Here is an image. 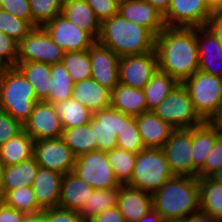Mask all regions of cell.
<instances>
[{"mask_svg":"<svg viewBox=\"0 0 222 222\" xmlns=\"http://www.w3.org/2000/svg\"><path fill=\"white\" fill-rule=\"evenodd\" d=\"M128 116L111 106L93 113L89 124L97 142V150L106 152L117 147L116 136Z\"/></svg>","mask_w":222,"mask_h":222,"instance_id":"cell-16","label":"cell"},{"mask_svg":"<svg viewBox=\"0 0 222 222\" xmlns=\"http://www.w3.org/2000/svg\"><path fill=\"white\" fill-rule=\"evenodd\" d=\"M210 177L214 181H216V182H218V183H220L222 185V168H220L219 170L214 172Z\"/></svg>","mask_w":222,"mask_h":222,"instance_id":"cell-58","label":"cell"},{"mask_svg":"<svg viewBox=\"0 0 222 222\" xmlns=\"http://www.w3.org/2000/svg\"><path fill=\"white\" fill-rule=\"evenodd\" d=\"M61 138L75 157L97 150V142L94 139L89 123L83 126L63 129Z\"/></svg>","mask_w":222,"mask_h":222,"instance_id":"cell-33","label":"cell"},{"mask_svg":"<svg viewBox=\"0 0 222 222\" xmlns=\"http://www.w3.org/2000/svg\"><path fill=\"white\" fill-rule=\"evenodd\" d=\"M181 222H217V221L214 219L213 216L199 209L198 211L190 213L186 217L182 218Z\"/></svg>","mask_w":222,"mask_h":222,"instance_id":"cell-52","label":"cell"},{"mask_svg":"<svg viewBox=\"0 0 222 222\" xmlns=\"http://www.w3.org/2000/svg\"><path fill=\"white\" fill-rule=\"evenodd\" d=\"M200 210L222 222V185L211 177L198 178Z\"/></svg>","mask_w":222,"mask_h":222,"instance_id":"cell-31","label":"cell"},{"mask_svg":"<svg viewBox=\"0 0 222 222\" xmlns=\"http://www.w3.org/2000/svg\"><path fill=\"white\" fill-rule=\"evenodd\" d=\"M206 26L212 31L222 46V10H214Z\"/></svg>","mask_w":222,"mask_h":222,"instance_id":"cell-51","label":"cell"},{"mask_svg":"<svg viewBox=\"0 0 222 222\" xmlns=\"http://www.w3.org/2000/svg\"><path fill=\"white\" fill-rule=\"evenodd\" d=\"M4 66L0 63V79H1V74L3 72Z\"/></svg>","mask_w":222,"mask_h":222,"instance_id":"cell-60","label":"cell"},{"mask_svg":"<svg viewBox=\"0 0 222 222\" xmlns=\"http://www.w3.org/2000/svg\"><path fill=\"white\" fill-rule=\"evenodd\" d=\"M158 69L156 52L125 56L119 60V83L143 89Z\"/></svg>","mask_w":222,"mask_h":222,"instance_id":"cell-13","label":"cell"},{"mask_svg":"<svg viewBox=\"0 0 222 222\" xmlns=\"http://www.w3.org/2000/svg\"><path fill=\"white\" fill-rule=\"evenodd\" d=\"M208 3L214 10H222V0H208Z\"/></svg>","mask_w":222,"mask_h":222,"instance_id":"cell-57","label":"cell"},{"mask_svg":"<svg viewBox=\"0 0 222 222\" xmlns=\"http://www.w3.org/2000/svg\"><path fill=\"white\" fill-rule=\"evenodd\" d=\"M164 222H181V220H164Z\"/></svg>","mask_w":222,"mask_h":222,"instance_id":"cell-61","label":"cell"},{"mask_svg":"<svg viewBox=\"0 0 222 222\" xmlns=\"http://www.w3.org/2000/svg\"><path fill=\"white\" fill-rule=\"evenodd\" d=\"M152 111L174 129L191 128L204 122L195 111L193 102L183 83H178Z\"/></svg>","mask_w":222,"mask_h":222,"instance_id":"cell-7","label":"cell"},{"mask_svg":"<svg viewBox=\"0 0 222 222\" xmlns=\"http://www.w3.org/2000/svg\"><path fill=\"white\" fill-rule=\"evenodd\" d=\"M61 14L95 41L99 37L101 21L85 0H64Z\"/></svg>","mask_w":222,"mask_h":222,"instance_id":"cell-25","label":"cell"},{"mask_svg":"<svg viewBox=\"0 0 222 222\" xmlns=\"http://www.w3.org/2000/svg\"><path fill=\"white\" fill-rule=\"evenodd\" d=\"M61 62L74 83L91 78L89 50L65 52Z\"/></svg>","mask_w":222,"mask_h":222,"instance_id":"cell-39","label":"cell"},{"mask_svg":"<svg viewBox=\"0 0 222 222\" xmlns=\"http://www.w3.org/2000/svg\"><path fill=\"white\" fill-rule=\"evenodd\" d=\"M117 206L126 222H137L153 209L152 194L128 185H121Z\"/></svg>","mask_w":222,"mask_h":222,"instance_id":"cell-20","label":"cell"},{"mask_svg":"<svg viewBox=\"0 0 222 222\" xmlns=\"http://www.w3.org/2000/svg\"><path fill=\"white\" fill-rule=\"evenodd\" d=\"M34 27L27 21L0 9V31L20 42Z\"/></svg>","mask_w":222,"mask_h":222,"instance_id":"cell-42","label":"cell"},{"mask_svg":"<svg viewBox=\"0 0 222 222\" xmlns=\"http://www.w3.org/2000/svg\"><path fill=\"white\" fill-rule=\"evenodd\" d=\"M35 140L24 130L0 147V160L4 166L15 165L34 157Z\"/></svg>","mask_w":222,"mask_h":222,"instance_id":"cell-29","label":"cell"},{"mask_svg":"<svg viewBox=\"0 0 222 222\" xmlns=\"http://www.w3.org/2000/svg\"><path fill=\"white\" fill-rule=\"evenodd\" d=\"M44 222H84L80 213L62 207L47 208L41 212Z\"/></svg>","mask_w":222,"mask_h":222,"instance_id":"cell-45","label":"cell"},{"mask_svg":"<svg viewBox=\"0 0 222 222\" xmlns=\"http://www.w3.org/2000/svg\"><path fill=\"white\" fill-rule=\"evenodd\" d=\"M118 14L147 28L155 37L166 27L163 14L145 0H125L119 3Z\"/></svg>","mask_w":222,"mask_h":222,"instance_id":"cell-18","label":"cell"},{"mask_svg":"<svg viewBox=\"0 0 222 222\" xmlns=\"http://www.w3.org/2000/svg\"><path fill=\"white\" fill-rule=\"evenodd\" d=\"M88 50L91 78L112 91L119 84L120 57L97 41Z\"/></svg>","mask_w":222,"mask_h":222,"instance_id":"cell-17","label":"cell"},{"mask_svg":"<svg viewBox=\"0 0 222 222\" xmlns=\"http://www.w3.org/2000/svg\"><path fill=\"white\" fill-rule=\"evenodd\" d=\"M177 84L174 78L157 69L143 88L148 110L152 111L158 106Z\"/></svg>","mask_w":222,"mask_h":222,"instance_id":"cell-34","label":"cell"},{"mask_svg":"<svg viewBox=\"0 0 222 222\" xmlns=\"http://www.w3.org/2000/svg\"><path fill=\"white\" fill-rule=\"evenodd\" d=\"M116 140L117 147L135 154L145 149L135 116H128L122 122V128L120 129V132H118Z\"/></svg>","mask_w":222,"mask_h":222,"instance_id":"cell-40","label":"cell"},{"mask_svg":"<svg viewBox=\"0 0 222 222\" xmlns=\"http://www.w3.org/2000/svg\"><path fill=\"white\" fill-rule=\"evenodd\" d=\"M220 168H222V135L215 141L204 165L198 170V178L210 177Z\"/></svg>","mask_w":222,"mask_h":222,"instance_id":"cell-43","label":"cell"},{"mask_svg":"<svg viewBox=\"0 0 222 222\" xmlns=\"http://www.w3.org/2000/svg\"><path fill=\"white\" fill-rule=\"evenodd\" d=\"M72 98L94 113L110 107L111 90L88 78L74 83Z\"/></svg>","mask_w":222,"mask_h":222,"instance_id":"cell-22","label":"cell"},{"mask_svg":"<svg viewBox=\"0 0 222 222\" xmlns=\"http://www.w3.org/2000/svg\"><path fill=\"white\" fill-rule=\"evenodd\" d=\"M152 205L164 220H181L198 211V178L173 175L152 194Z\"/></svg>","mask_w":222,"mask_h":222,"instance_id":"cell-3","label":"cell"},{"mask_svg":"<svg viewBox=\"0 0 222 222\" xmlns=\"http://www.w3.org/2000/svg\"><path fill=\"white\" fill-rule=\"evenodd\" d=\"M137 222H164L163 217L154 209L142 216Z\"/></svg>","mask_w":222,"mask_h":222,"instance_id":"cell-53","label":"cell"},{"mask_svg":"<svg viewBox=\"0 0 222 222\" xmlns=\"http://www.w3.org/2000/svg\"><path fill=\"white\" fill-rule=\"evenodd\" d=\"M93 191V187L88 185L73 172H69L63 176L61 181L60 201L58 206L79 212L84 207Z\"/></svg>","mask_w":222,"mask_h":222,"instance_id":"cell-24","label":"cell"},{"mask_svg":"<svg viewBox=\"0 0 222 222\" xmlns=\"http://www.w3.org/2000/svg\"><path fill=\"white\" fill-rule=\"evenodd\" d=\"M73 173L94 189L103 190L121 186L115 178L105 151H91L76 157Z\"/></svg>","mask_w":222,"mask_h":222,"instance_id":"cell-9","label":"cell"},{"mask_svg":"<svg viewBox=\"0 0 222 222\" xmlns=\"http://www.w3.org/2000/svg\"><path fill=\"white\" fill-rule=\"evenodd\" d=\"M102 22L118 13V3L115 0H85Z\"/></svg>","mask_w":222,"mask_h":222,"instance_id":"cell-48","label":"cell"},{"mask_svg":"<svg viewBox=\"0 0 222 222\" xmlns=\"http://www.w3.org/2000/svg\"><path fill=\"white\" fill-rule=\"evenodd\" d=\"M199 70L222 78V46L207 26L196 28Z\"/></svg>","mask_w":222,"mask_h":222,"instance_id":"cell-19","label":"cell"},{"mask_svg":"<svg viewBox=\"0 0 222 222\" xmlns=\"http://www.w3.org/2000/svg\"><path fill=\"white\" fill-rule=\"evenodd\" d=\"M3 172H4V164L0 160V201H3L5 196L4 185H3Z\"/></svg>","mask_w":222,"mask_h":222,"instance_id":"cell-56","label":"cell"},{"mask_svg":"<svg viewBox=\"0 0 222 222\" xmlns=\"http://www.w3.org/2000/svg\"><path fill=\"white\" fill-rule=\"evenodd\" d=\"M18 45V42L0 31V63L4 67L16 65L18 59Z\"/></svg>","mask_w":222,"mask_h":222,"instance_id":"cell-44","label":"cell"},{"mask_svg":"<svg viewBox=\"0 0 222 222\" xmlns=\"http://www.w3.org/2000/svg\"><path fill=\"white\" fill-rule=\"evenodd\" d=\"M213 12L208 0H171L163 19L167 27L197 28L206 26Z\"/></svg>","mask_w":222,"mask_h":222,"instance_id":"cell-11","label":"cell"},{"mask_svg":"<svg viewBox=\"0 0 222 222\" xmlns=\"http://www.w3.org/2000/svg\"><path fill=\"white\" fill-rule=\"evenodd\" d=\"M34 158L40 167L65 175L73 172L76 157L60 137L35 141Z\"/></svg>","mask_w":222,"mask_h":222,"instance_id":"cell-12","label":"cell"},{"mask_svg":"<svg viewBox=\"0 0 222 222\" xmlns=\"http://www.w3.org/2000/svg\"><path fill=\"white\" fill-rule=\"evenodd\" d=\"M39 168L40 166L34 157L15 165L4 166V191L6 192L24 186H32Z\"/></svg>","mask_w":222,"mask_h":222,"instance_id":"cell-30","label":"cell"},{"mask_svg":"<svg viewBox=\"0 0 222 222\" xmlns=\"http://www.w3.org/2000/svg\"><path fill=\"white\" fill-rule=\"evenodd\" d=\"M3 202L28 216H37L43 211L38 205L31 186H24L6 191Z\"/></svg>","mask_w":222,"mask_h":222,"instance_id":"cell-38","label":"cell"},{"mask_svg":"<svg viewBox=\"0 0 222 222\" xmlns=\"http://www.w3.org/2000/svg\"><path fill=\"white\" fill-rule=\"evenodd\" d=\"M74 82L62 62L51 64L50 94L45 100L60 102L72 98Z\"/></svg>","mask_w":222,"mask_h":222,"instance_id":"cell-36","label":"cell"},{"mask_svg":"<svg viewBox=\"0 0 222 222\" xmlns=\"http://www.w3.org/2000/svg\"><path fill=\"white\" fill-rule=\"evenodd\" d=\"M150 3L153 7L159 10L162 14H164L170 5L171 0H145Z\"/></svg>","mask_w":222,"mask_h":222,"instance_id":"cell-54","label":"cell"},{"mask_svg":"<svg viewBox=\"0 0 222 222\" xmlns=\"http://www.w3.org/2000/svg\"><path fill=\"white\" fill-rule=\"evenodd\" d=\"M118 4L124 2L125 0H115Z\"/></svg>","mask_w":222,"mask_h":222,"instance_id":"cell-62","label":"cell"},{"mask_svg":"<svg viewBox=\"0 0 222 222\" xmlns=\"http://www.w3.org/2000/svg\"><path fill=\"white\" fill-rule=\"evenodd\" d=\"M173 174L161 148H145L137 153L128 186L149 194L155 193Z\"/></svg>","mask_w":222,"mask_h":222,"instance_id":"cell-5","label":"cell"},{"mask_svg":"<svg viewBox=\"0 0 222 222\" xmlns=\"http://www.w3.org/2000/svg\"><path fill=\"white\" fill-rule=\"evenodd\" d=\"M63 174L40 167L32 183L38 205L43 209L58 207Z\"/></svg>","mask_w":222,"mask_h":222,"instance_id":"cell-21","label":"cell"},{"mask_svg":"<svg viewBox=\"0 0 222 222\" xmlns=\"http://www.w3.org/2000/svg\"><path fill=\"white\" fill-rule=\"evenodd\" d=\"M136 123L145 148H162L174 129L153 111L136 116Z\"/></svg>","mask_w":222,"mask_h":222,"instance_id":"cell-23","label":"cell"},{"mask_svg":"<svg viewBox=\"0 0 222 222\" xmlns=\"http://www.w3.org/2000/svg\"><path fill=\"white\" fill-rule=\"evenodd\" d=\"M23 130L37 141L60 138L63 128L53 104L43 100L35 104Z\"/></svg>","mask_w":222,"mask_h":222,"instance_id":"cell-15","label":"cell"},{"mask_svg":"<svg viewBox=\"0 0 222 222\" xmlns=\"http://www.w3.org/2000/svg\"><path fill=\"white\" fill-rule=\"evenodd\" d=\"M110 106L126 115L135 117L149 111L143 89L120 83L111 91Z\"/></svg>","mask_w":222,"mask_h":222,"instance_id":"cell-26","label":"cell"},{"mask_svg":"<svg viewBox=\"0 0 222 222\" xmlns=\"http://www.w3.org/2000/svg\"><path fill=\"white\" fill-rule=\"evenodd\" d=\"M25 222H44V221H43V216L40 214L37 216H28Z\"/></svg>","mask_w":222,"mask_h":222,"instance_id":"cell-59","label":"cell"},{"mask_svg":"<svg viewBox=\"0 0 222 222\" xmlns=\"http://www.w3.org/2000/svg\"><path fill=\"white\" fill-rule=\"evenodd\" d=\"M211 122L220 130L222 134V105L218 113L212 118Z\"/></svg>","mask_w":222,"mask_h":222,"instance_id":"cell-55","label":"cell"},{"mask_svg":"<svg viewBox=\"0 0 222 222\" xmlns=\"http://www.w3.org/2000/svg\"><path fill=\"white\" fill-rule=\"evenodd\" d=\"M50 38L65 52L88 50L96 41L64 15L58 14L42 26Z\"/></svg>","mask_w":222,"mask_h":222,"instance_id":"cell-14","label":"cell"},{"mask_svg":"<svg viewBox=\"0 0 222 222\" xmlns=\"http://www.w3.org/2000/svg\"><path fill=\"white\" fill-rule=\"evenodd\" d=\"M96 41L111 49L120 58L156 52L155 36L147 28L130 22L118 13L101 22Z\"/></svg>","mask_w":222,"mask_h":222,"instance_id":"cell-2","label":"cell"},{"mask_svg":"<svg viewBox=\"0 0 222 222\" xmlns=\"http://www.w3.org/2000/svg\"><path fill=\"white\" fill-rule=\"evenodd\" d=\"M183 85L195 111L204 121H211L222 105V78L198 70Z\"/></svg>","mask_w":222,"mask_h":222,"instance_id":"cell-6","label":"cell"},{"mask_svg":"<svg viewBox=\"0 0 222 222\" xmlns=\"http://www.w3.org/2000/svg\"><path fill=\"white\" fill-rule=\"evenodd\" d=\"M90 222H126L118 206L106 209L96 215Z\"/></svg>","mask_w":222,"mask_h":222,"instance_id":"cell-50","label":"cell"},{"mask_svg":"<svg viewBox=\"0 0 222 222\" xmlns=\"http://www.w3.org/2000/svg\"><path fill=\"white\" fill-rule=\"evenodd\" d=\"M34 88L36 97L46 100L50 94L51 64L37 61H17L15 65Z\"/></svg>","mask_w":222,"mask_h":222,"instance_id":"cell-28","label":"cell"},{"mask_svg":"<svg viewBox=\"0 0 222 222\" xmlns=\"http://www.w3.org/2000/svg\"><path fill=\"white\" fill-rule=\"evenodd\" d=\"M106 157L118 183L127 185L131 180L137 154L115 147L106 151Z\"/></svg>","mask_w":222,"mask_h":222,"instance_id":"cell-37","label":"cell"},{"mask_svg":"<svg viewBox=\"0 0 222 222\" xmlns=\"http://www.w3.org/2000/svg\"><path fill=\"white\" fill-rule=\"evenodd\" d=\"M158 69L178 83L199 70L196 28L165 27L155 37Z\"/></svg>","mask_w":222,"mask_h":222,"instance_id":"cell-1","label":"cell"},{"mask_svg":"<svg viewBox=\"0 0 222 222\" xmlns=\"http://www.w3.org/2000/svg\"><path fill=\"white\" fill-rule=\"evenodd\" d=\"M23 130V125L11 117L7 112L0 110V147L9 139Z\"/></svg>","mask_w":222,"mask_h":222,"instance_id":"cell-46","label":"cell"},{"mask_svg":"<svg viewBox=\"0 0 222 222\" xmlns=\"http://www.w3.org/2000/svg\"><path fill=\"white\" fill-rule=\"evenodd\" d=\"M60 117L62 128L68 129L90 123L93 113L73 98L51 102Z\"/></svg>","mask_w":222,"mask_h":222,"instance_id":"cell-32","label":"cell"},{"mask_svg":"<svg viewBox=\"0 0 222 222\" xmlns=\"http://www.w3.org/2000/svg\"><path fill=\"white\" fill-rule=\"evenodd\" d=\"M119 188L94 189L84 207L79 211L84 222H90L106 209L117 206Z\"/></svg>","mask_w":222,"mask_h":222,"instance_id":"cell-35","label":"cell"},{"mask_svg":"<svg viewBox=\"0 0 222 222\" xmlns=\"http://www.w3.org/2000/svg\"><path fill=\"white\" fill-rule=\"evenodd\" d=\"M65 51L60 48L42 26L34 27L18 45L17 61L60 63Z\"/></svg>","mask_w":222,"mask_h":222,"instance_id":"cell-10","label":"cell"},{"mask_svg":"<svg viewBox=\"0 0 222 222\" xmlns=\"http://www.w3.org/2000/svg\"><path fill=\"white\" fill-rule=\"evenodd\" d=\"M28 218L23 212H20L0 201V222H25Z\"/></svg>","mask_w":222,"mask_h":222,"instance_id":"cell-49","label":"cell"},{"mask_svg":"<svg viewBox=\"0 0 222 222\" xmlns=\"http://www.w3.org/2000/svg\"><path fill=\"white\" fill-rule=\"evenodd\" d=\"M64 0H29L32 26H43L61 14Z\"/></svg>","mask_w":222,"mask_h":222,"instance_id":"cell-41","label":"cell"},{"mask_svg":"<svg viewBox=\"0 0 222 222\" xmlns=\"http://www.w3.org/2000/svg\"><path fill=\"white\" fill-rule=\"evenodd\" d=\"M221 135L220 130L211 121H204L192 127V159L197 170L204 165L215 141Z\"/></svg>","mask_w":222,"mask_h":222,"instance_id":"cell-27","label":"cell"},{"mask_svg":"<svg viewBox=\"0 0 222 222\" xmlns=\"http://www.w3.org/2000/svg\"><path fill=\"white\" fill-rule=\"evenodd\" d=\"M1 9L6 10L15 17L27 20L32 25V14L29 0H1Z\"/></svg>","mask_w":222,"mask_h":222,"instance_id":"cell-47","label":"cell"},{"mask_svg":"<svg viewBox=\"0 0 222 222\" xmlns=\"http://www.w3.org/2000/svg\"><path fill=\"white\" fill-rule=\"evenodd\" d=\"M161 149L173 175L198 178L192 159V127L173 129Z\"/></svg>","mask_w":222,"mask_h":222,"instance_id":"cell-8","label":"cell"},{"mask_svg":"<svg viewBox=\"0 0 222 222\" xmlns=\"http://www.w3.org/2000/svg\"><path fill=\"white\" fill-rule=\"evenodd\" d=\"M40 101L34 88L16 66L4 67L0 79V110L22 125Z\"/></svg>","mask_w":222,"mask_h":222,"instance_id":"cell-4","label":"cell"}]
</instances>
